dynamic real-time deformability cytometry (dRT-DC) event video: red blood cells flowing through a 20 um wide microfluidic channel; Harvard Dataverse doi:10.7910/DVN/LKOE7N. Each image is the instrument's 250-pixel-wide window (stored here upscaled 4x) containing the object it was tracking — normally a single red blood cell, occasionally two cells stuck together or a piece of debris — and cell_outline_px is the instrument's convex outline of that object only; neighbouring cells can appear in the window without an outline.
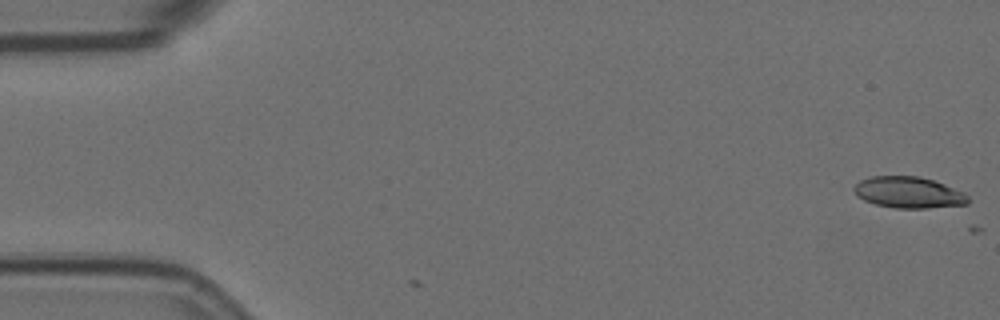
{"species": "Egyptian fruit bat (a non-hibernating species)", "species_latin": "Rousettus aegyptiacus", "temperature_condition": "room temperature", "stored_images_in_passage": 4, "camera_frame_rate_fps": 3000, "um_per_image_px": 0.085, "animal": {"sex": "female"}, "frame": {"image": 1, "passage_image": 1, "time_ms": 0.0, "image_size_px": [1000, 320], "cell_outline_px": [[968, 204], [928, 208], [896, 208], [876, 204], [864, 200], [856, 196], [852, 188], [860, 180], [872, 176], [920, 176], [944, 184], [964, 192], [968, 196]], "centroid_in_image_um": [77.21, 16.35], "position_along_channel_um": 7.8, "area_um2": 20.81}}